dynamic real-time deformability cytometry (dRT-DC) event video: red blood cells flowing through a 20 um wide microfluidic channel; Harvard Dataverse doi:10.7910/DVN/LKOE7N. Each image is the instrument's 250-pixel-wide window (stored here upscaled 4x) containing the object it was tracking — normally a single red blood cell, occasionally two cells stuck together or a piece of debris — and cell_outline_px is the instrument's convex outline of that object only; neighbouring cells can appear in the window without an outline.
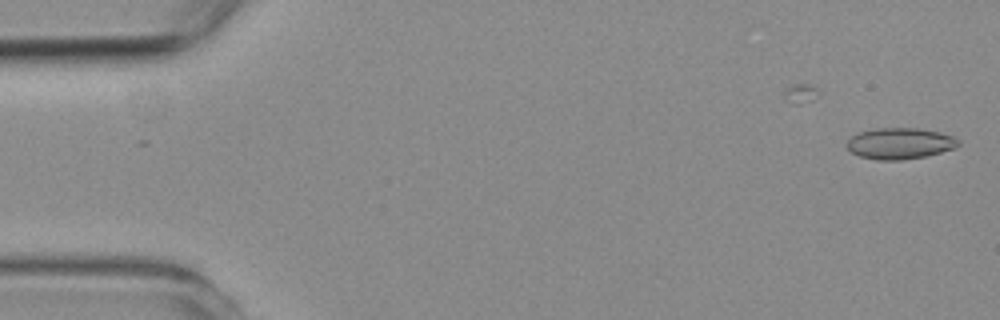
{"species": "common noctule bat (a hibernating species)", "species_latin": "Nyctalus noctula", "temperature_condition": "room temperature", "stored_images_in_passage": 40, "camera_frame_rate_fps": 3000, "um_per_image_px": 0.085, "animal": {"sex": "female", "body_mass_g": 19.3, "forearm_length_mm": 54.1}, "frame": {"image": 1, "passage_image": 1, "time_ms": 0.0, "image_size_px": [1000, 320], "cell_outline_px": [[960, 144], [956, 148], [924, 156], [900, 160], [876, 160], [860, 156], [852, 152], [844, 144], [852, 136], [860, 132], [876, 128], [916, 128], [940, 132], [952, 136], [960, 140]], "centroid_in_image_um": [76.49, 12.19], "position_along_channel_um": 8.5, "area_um2": 20.23}}
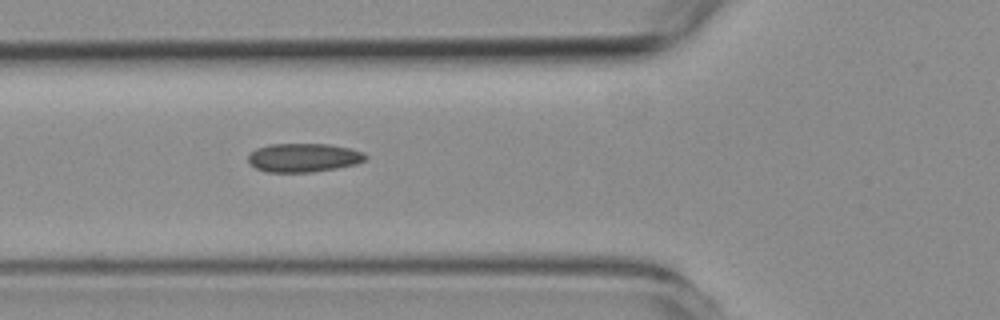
{"frame": {"image": 2, "passage_image": 20, "time_ms": 6.333, "image_size_px": [1000, 320], "cell_outline_px": [[368, 156], [364, 160], [356, 164], [336, 168], [312, 172], [264, 172], [256, 168], [248, 160], [248, 156], [256, 148], [268, 144], [328, 144], [348, 148], [364, 152]], "centroid_in_image_um": [25.8, 13.4], "position_along_channel_um": 100.0, "area_um2": 19.59}}
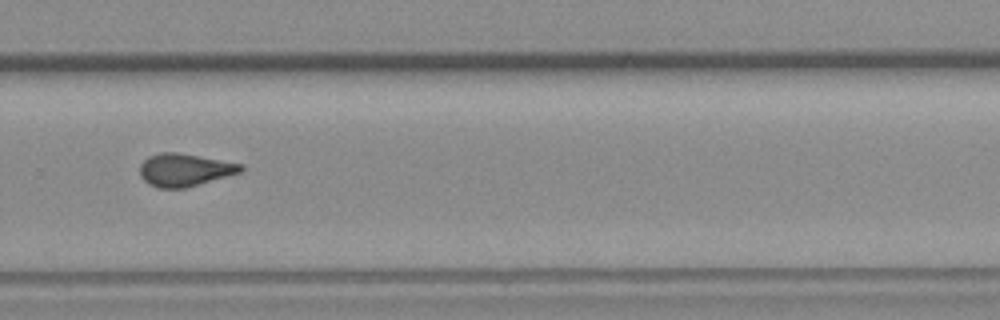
{"frame": {"image": 3, "passage_image": 38, "time_ms": 12.333, "image_size_px": [1000, 320], "cell_outline_px": [[244, 168], [240, 172], [184, 188], [160, 188], [148, 184], [140, 176], [140, 164], [148, 156], [160, 152], [176, 152], [244, 164]], "centroid_in_image_um": [15.66, 14.43], "position_along_channel_um": 314.1, "area_um2": 19.07}}